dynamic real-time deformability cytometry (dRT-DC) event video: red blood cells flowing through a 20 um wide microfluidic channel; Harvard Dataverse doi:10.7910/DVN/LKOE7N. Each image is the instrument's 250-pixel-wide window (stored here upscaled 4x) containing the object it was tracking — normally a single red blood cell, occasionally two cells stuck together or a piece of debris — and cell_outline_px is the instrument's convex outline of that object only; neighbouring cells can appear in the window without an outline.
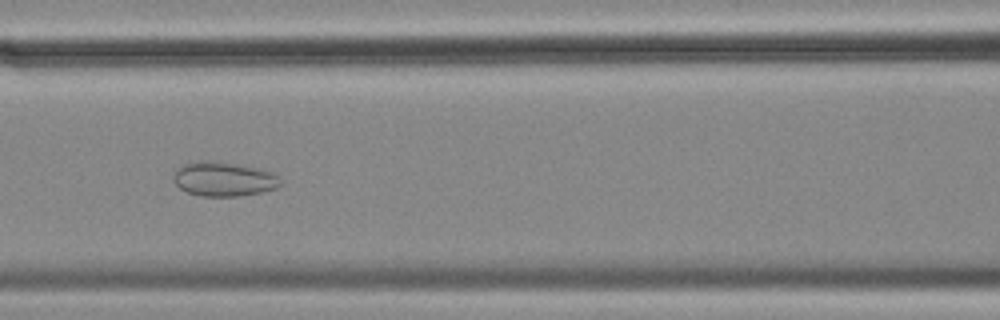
{"species": "common noctule bat (a hibernating species)", "species_latin": "Nyctalus noctula", "temperature_condition": "cold", "stored_images_in_passage": 51, "camera_frame_rate_fps": 3000, "um_per_image_px": 0.085, "animal": {"sex": "female", "body_mass_g": 18.4}, "frame": {"image": 1, "passage_image": 19, "time_ms": 6.0, "image_size_px": [1000, 320], "cell_outline_px": [[280, 184], [276, 188], [260, 192], [236, 196], [200, 196], [188, 192], [180, 188], [172, 180], [176, 172], [184, 164], [200, 160], [236, 164], [260, 168], [276, 172], [280, 176]], "centroid_in_image_um": [19.06, 15.22], "position_along_channel_um": 147.5, "area_um2": 21.27}}
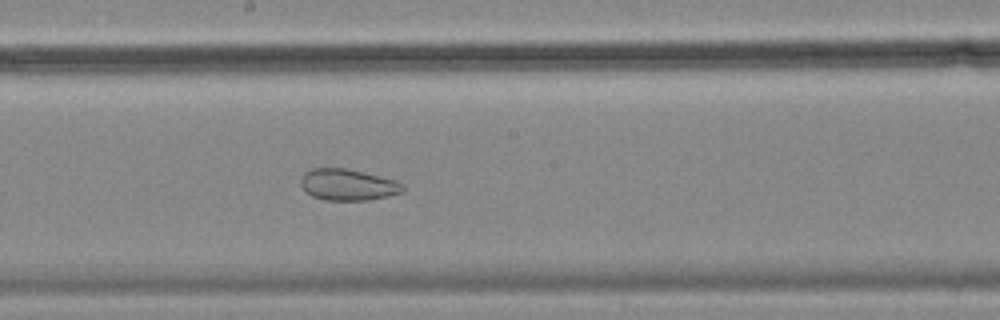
{"frame": {"image": 2, "passage_image": 25, "time_ms": 8.0, "image_size_px": [1000, 320], "cell_outline_px": [[404, 192], [388, 196], [368, 200], [324, 200], [312, 196], [300, 184], [300, 180], [304, 172], [312, 168], [344, 168], [364, 172], [396, 180], [404, 184]], "centroid_in_image_um": [29.59, 15.7], "position_along_channel_um": 218.6, "area_um2": 18.73}}
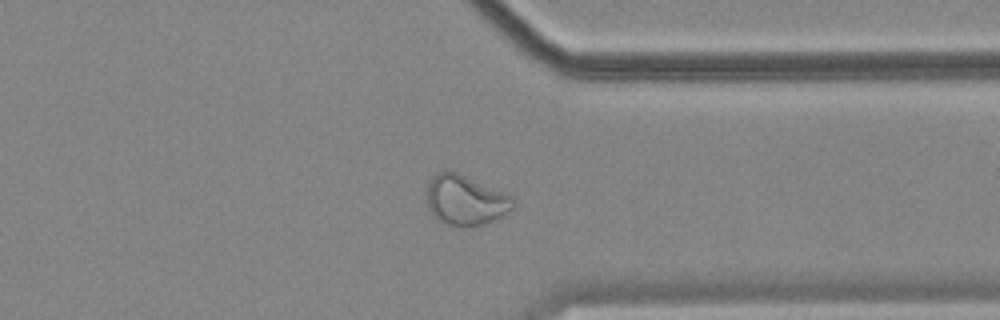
{"frame": {"image": 3, "passage_image": 38, "time_ms": 12.333, "image_size_px": [1000, 320], "cell_outline_px": [[516, 204], [504, 216], [484, 224], [472, 228], [460, 228], [444, 224], [436, 220], [432, 216], [424, 200], [424, 192], [428, 180], [436, 172], [456, 172], [508, 192], [516, 196]], "centroid_in_image_um": [39.55, 17.04], "position_along_channel_um": 371.8, "area_um2": 26.65}, "authors_computed_cell_mechanics": {"area_um2": 26.6458, "velocity_mm_per_s": 3.5784, "shape_relaxation_time_tau1_ms": null, "shape_relaxation_time_tau2_ms": 1.7936, "deformation_change_tau1": null, "deformation_change_tau2": 0.0688}}